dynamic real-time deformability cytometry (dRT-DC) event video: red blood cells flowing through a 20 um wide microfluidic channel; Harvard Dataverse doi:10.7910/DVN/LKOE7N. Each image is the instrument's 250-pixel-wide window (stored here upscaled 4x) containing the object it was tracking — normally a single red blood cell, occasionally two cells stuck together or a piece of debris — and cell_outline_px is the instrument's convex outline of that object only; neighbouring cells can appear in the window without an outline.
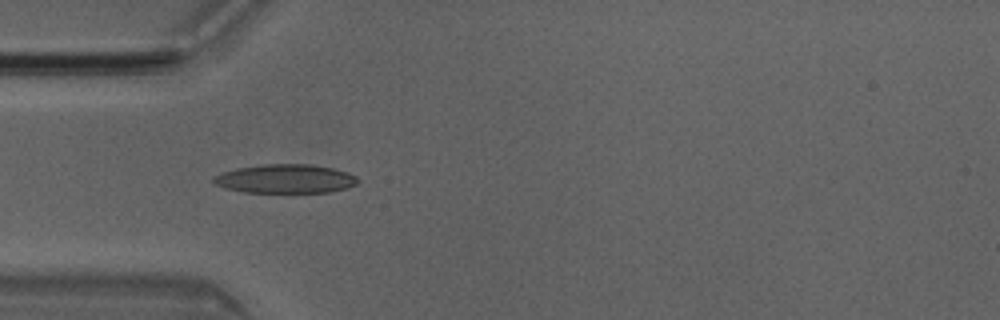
{"species": "Egyptian fruit bat (a non-hibernating species)", "species_latin": "Rousettus aegyptiacus", "temperature_condition": "room temperature", "stored_images_in_passage": 1, "camera_frame_rate_fps": 3000, "um_per_image_px": 0.085, "animal": {"sex": "male"}, "frame": {"image": 1, "passage_image": 1, "time_ms": 0.0, "image_size_px": [1000, 320], "cell_outline_px": [[360, 180], [356, 184], [348, 188], [332, 192], [244, 192], [212, 184], [212, 176], [236, 168], [264, 164], [312, 164], [332, 168], [348, 172], [356, 176]], "centroid_in_image_um": [24.27, 15.19], "position_along_channel_um": 60.7, "area_um2": 24.39}}